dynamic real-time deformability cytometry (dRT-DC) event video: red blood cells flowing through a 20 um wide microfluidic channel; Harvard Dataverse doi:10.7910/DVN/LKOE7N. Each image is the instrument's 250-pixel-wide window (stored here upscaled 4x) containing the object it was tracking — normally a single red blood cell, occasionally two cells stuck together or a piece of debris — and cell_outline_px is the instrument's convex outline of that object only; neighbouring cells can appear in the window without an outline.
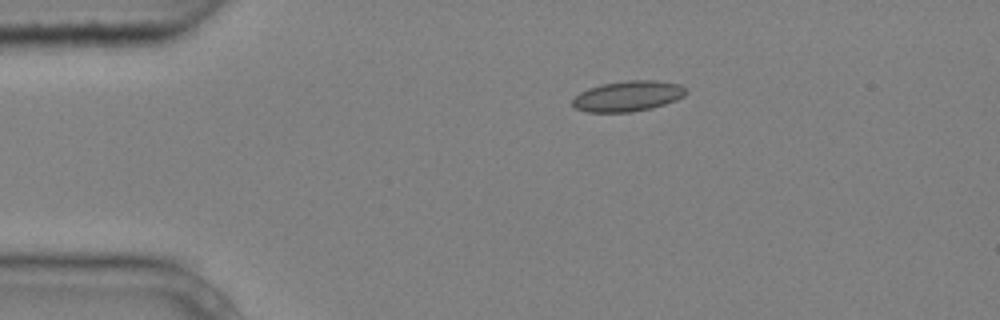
{"species": "common noctule bat (a hibernating species)", "species_latin": "Nyctalus noctula", "temperature_condition": "cold", "stored_images_in_passage": 2, "camera_frame_rate_fps": 3000, "um_per_image_px": 0.085, "animal": {"sex": "male", "body_mass_g": 20.4}, "frame": {"image": 1, "passage_image": 1, "time_ms": 0.0, "image_size_px": [1000, 320], "cell_outline_px": [[688, 92], [684, 96], [676, 100], [652, 108], [632, 112], [588, 112], [576, 108], [572, 104], [572, 100], [580, 92], [588, 88], [600, 84], [628, 80], [656, 80], [680, 84], [688, 88]], "centroid_in_image_um": [53.4, 8.16], "position_along_channel_um": 31.6, "area_um2": 20.35}}